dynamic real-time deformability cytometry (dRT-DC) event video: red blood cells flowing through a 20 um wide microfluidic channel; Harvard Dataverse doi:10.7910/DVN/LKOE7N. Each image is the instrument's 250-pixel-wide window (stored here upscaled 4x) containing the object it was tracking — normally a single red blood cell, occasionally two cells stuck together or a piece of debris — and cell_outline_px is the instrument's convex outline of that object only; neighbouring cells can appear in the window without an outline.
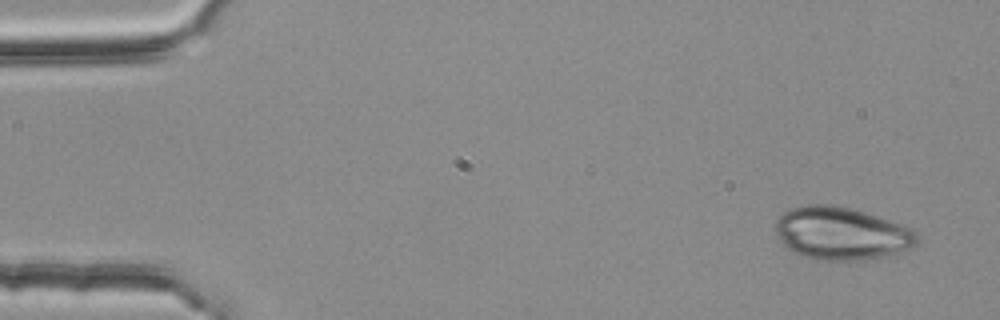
{"species": "common noctule bat (a hibernating species)", "species_latin": "Nyctalus noctula", "temperature_condition": "room temperature", "stored_images_in_passage": 4, "camera_frame_rate_fps": 3000, "um_per_image_px": 0.085, "animal": {"sex": "female", "body_mass_g": 25.1}, "frame": {"image": 1, "passage_image": 1, "time_ms": 0.0, "image_size_px": [1000, 320], "cell_outline_px": [[920, 240], [912, 248], [884, 256], [864, 260], [824, 260], [804, 256], [788, 248], [784, 244], [776, 232], [776, 220], [784, 212], [792, 208], [808, 204], [832, 204], [852, 208], [900, 224], [916, 232]], "centroid_in_image_um": [71.54, 19.83], "position_along_channel_um": 13.5, "area_um2": 43.12}}